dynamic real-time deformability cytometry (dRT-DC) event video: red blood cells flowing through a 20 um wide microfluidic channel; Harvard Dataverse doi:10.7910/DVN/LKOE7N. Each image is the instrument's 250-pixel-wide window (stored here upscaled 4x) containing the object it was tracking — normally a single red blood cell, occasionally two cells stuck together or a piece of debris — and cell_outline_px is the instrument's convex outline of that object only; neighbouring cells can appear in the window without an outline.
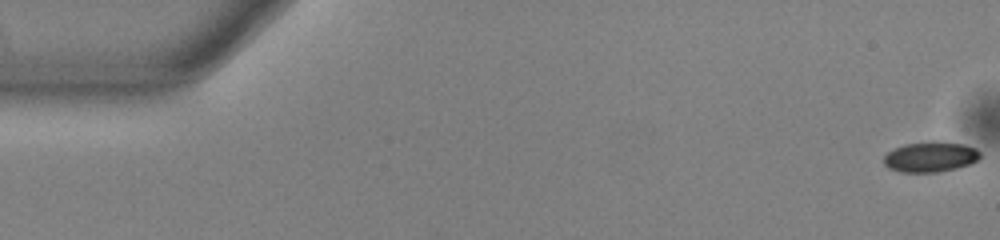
{"species": "common noctule bat (a hibernating species)", "species_latin": "Nyctalus noctula", "temperature_condition": "warm", "stored_images_in_passage": 54, "camera_frame_rate_fps": 3000, "um_per_image_px": 0.085, "animal": {"sex": "male", "body_mass_g": 13.0, "forearm_length_mm": 53.1}, "frame": {"image": 1, "passage_image": 1, "time_ms": 0.0, "image_size_px": [1000, 240], "cell_outline_px": [[980, 156], [976, 160], [968, 164], [956, 168], [936, 172], [900, 172], [888, 168], [884, 164], [884, 156], [892, 148], [904, 144], [936, 140], [964, 144], [976, 148], [980, 152]], "centroid_in_image_um": [79.05, 13.31], "position_along_channel_um": 5.9, "area_um2": 17.17}}
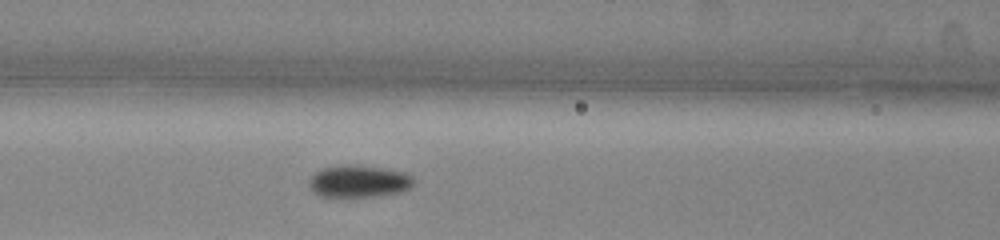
{"frame": {"image": 2, "passage_image": 23, "time_ms": 7.333, "image_size_px": [1000, 240], "cell_outline_px": [[412, 188], [404, 192], [376, 196], [320, 196], [312, 192], [308, 184], [308, 180], [316, 172], [324, 168], [340, 164], [352, 164], [380, 168], [404, 172], [412, 176]], "centroid_in_image_um": [30.49, 15.41], "position_along_channel_um": 136.1, "area_um2": 19.65}}
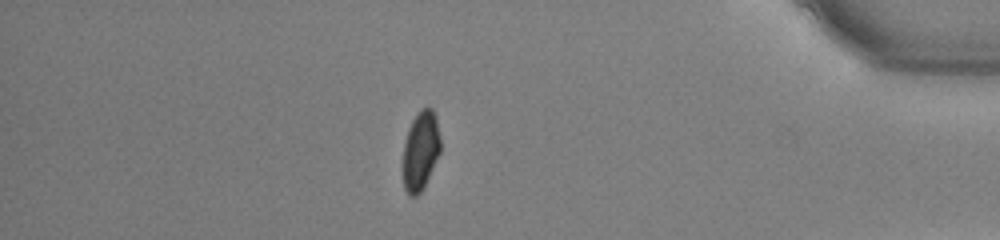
{"frame": {"image": 3, "passage_image": 47, "time_ms": 15.333, "image_size_px": [1000, 240], "cell_outline_px": [[440, 152], [424, 188], [416, 196], [408, 196], [404, 188], [404, 144], [408, 128], [412, 120], [420, 108], [432, 108], [436, 116], [440, 136]], "centroid_in_image_um": [35.76, 12.8], "position_along_channel_um": 399.4, "area_um2": 17.28}, "authors_computed_cell_mechanics": {"area_um2": 18.0047, "velocity_mm_per_s": 3.8159, "shape_relaxation_time_tau1_ms": 3.3034, "shape_relaxation_time_tau2_ms": 4.6875, "deformation_change_tau1": 0.0932, "deformation_change_tau2": 0.0806}}